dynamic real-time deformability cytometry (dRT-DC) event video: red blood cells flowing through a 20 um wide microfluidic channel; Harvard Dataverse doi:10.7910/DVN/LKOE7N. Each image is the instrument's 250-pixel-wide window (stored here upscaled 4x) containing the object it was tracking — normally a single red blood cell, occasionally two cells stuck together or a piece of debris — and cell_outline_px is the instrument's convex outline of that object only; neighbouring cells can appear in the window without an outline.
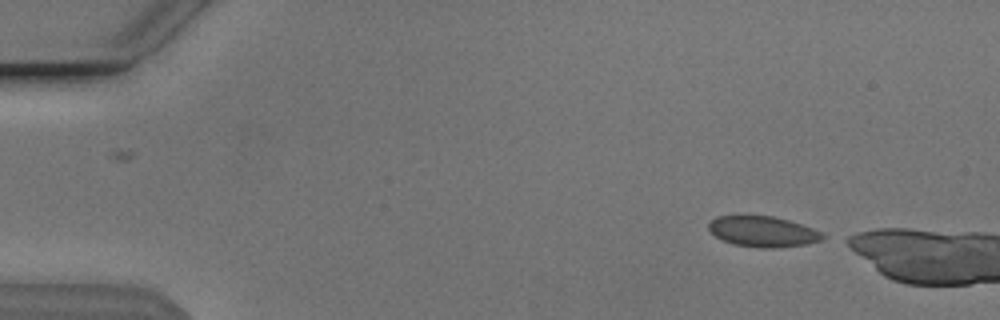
{"species": "Egyptian fruit bat (a non-hibernating species)", "species_latin": "Rousettus aegyptiacus", "temperature_condition": "cold", "stored_images_in_passage": 5, "camera_frame_rate_fps": 3000, "um_per_image_px": 0.085, "animal": {"sex": "male"}, "frame": {"image": 1, "passage_image": 1, "time_ms": 0.0, "image_size_px": [1000, 320], "cell_outline_px": [[824, 236], [820, 240], [808, 244], [780, 248], [760, 248], [732, 244], [720, 240], [708, 228], [708, 224], [712, 220], [720, 216], [772, 216], [788, 220], [812, 228], [820, 232]], "centroid_in_image_um": [64.83, 19.7], "position_along_channel_um": 20.2, "area_um2": 20.23}}